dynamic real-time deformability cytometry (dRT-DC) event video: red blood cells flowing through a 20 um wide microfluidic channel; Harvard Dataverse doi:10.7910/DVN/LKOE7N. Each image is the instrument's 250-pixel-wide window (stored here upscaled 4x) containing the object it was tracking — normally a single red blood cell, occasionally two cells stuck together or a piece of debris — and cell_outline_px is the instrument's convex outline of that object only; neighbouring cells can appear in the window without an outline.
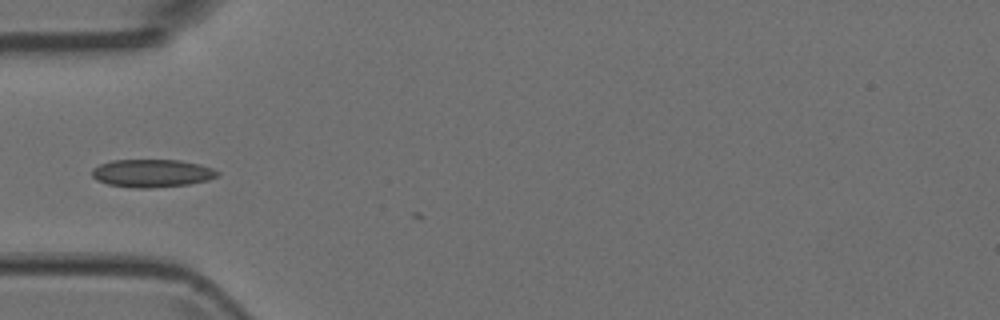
{"species": "Egyptian fruit bat (a non-hibernating species)", "species_latin": "Rousettus aegyptiacus", "temperature_condition": "room temperature", "stored_images_in_passage": 5, "camera_frame_rate_fps": 3000, "um_per_image_px": 0.085, "animal": {"sex": "female"}, "frame": {"image": 1, "passage_image": 4, "time_ms": 1.0, "image_size_px": [1000, 320], "cell_outline_px": [[220, 176], [208, 180], [188, 184], [148, 188], [132, 188], [108, 184], [96, 180], [92, 176], [92, 168], [100, 164], [112, 160], [180, 160], [200, 164], [212, 168], [220, 172]], "centroid_in_image_um": [12.93, 14.72], "position_along_channel_um": 72.1, "area_um2": 20.52}}